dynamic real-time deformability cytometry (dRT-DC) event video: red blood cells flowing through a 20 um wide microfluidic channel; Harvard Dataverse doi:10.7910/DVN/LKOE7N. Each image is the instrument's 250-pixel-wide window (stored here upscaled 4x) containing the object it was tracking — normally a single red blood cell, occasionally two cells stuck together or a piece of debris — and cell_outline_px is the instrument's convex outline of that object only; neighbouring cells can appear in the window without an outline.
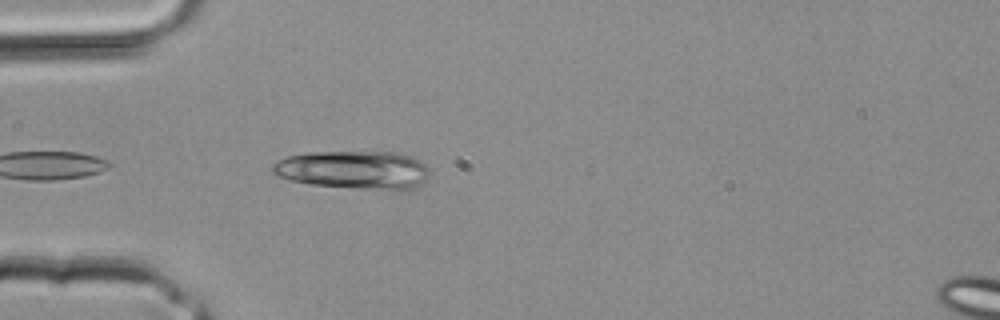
{"species": "common noctule bat (a hibernating species)", "species_latin": "Nyctalus noctula", "temperature_condition": "room temperature", "stored_images_in_passage": 4, "segment_of_instrument_passage": [1, 2], "camera_frame_rate_fps": 3000, "um_per_image_px": 0.085, "animal": {"sex": "male", "body_mass_g": 20.4}, "frame": {"image": 1, "passage_image": 3, "time_ms": 0.667, "image_size_px": [1000, 320], "cell_outline_px": [[428, 176], [424, 180], [412, 188], [352, 188], [312, 184], [292, 180], [280, 176], [272, 172], [272, 164], [288, 156], [312, 152], [400, 152], [412, 156], [420, 160], [428, 168]], "centroid_in_image_um": [30.06, 14.41], "position_along_channel_um": 54.9, "area_um2": 34.33}}